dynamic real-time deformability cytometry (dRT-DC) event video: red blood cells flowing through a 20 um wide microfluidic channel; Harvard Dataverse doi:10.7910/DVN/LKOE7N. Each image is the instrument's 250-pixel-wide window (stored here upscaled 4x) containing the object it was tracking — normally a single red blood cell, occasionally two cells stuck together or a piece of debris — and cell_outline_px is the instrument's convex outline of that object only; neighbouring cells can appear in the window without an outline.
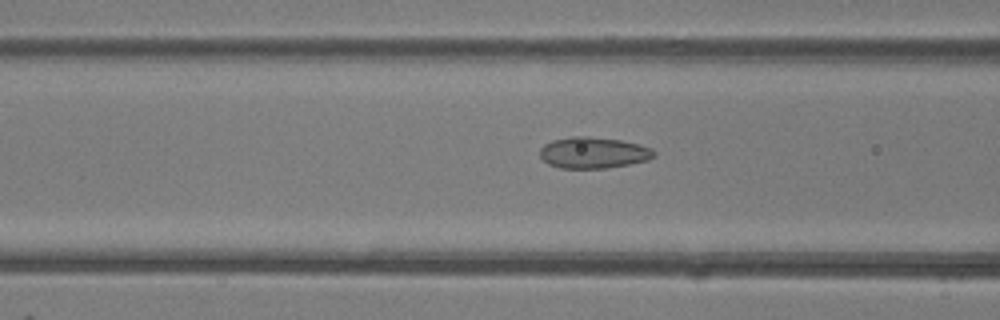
{"species": "common noctule bat (a hibernating species)", "species_latin": "Nyctalus noctula", "temperature_condition": "room temperature", "stored_images_in_passage": 48, "camera_frame_rate_fps": 3000, "um_per_image_px": 0.085, "animal": {"sex": "female"}, "frame": {"image": 1, "passage_image": 19, "time_ms": 6.0, "image_size_px": [1000, 320], "cell_outline_px": [[656, 156], [648, 160], [608, 168], [560, 168], [548, 164], [540, 156], [540, 148], [544, 144], [552, 140], [572, 136], [588, 136], [620, 140], [640, 144], [652, 148], [656, 152]], "centroid_in_image_um": [50.45, 12.97], "position_along_channel_um": 116.2, "area_um2": 20.92}}
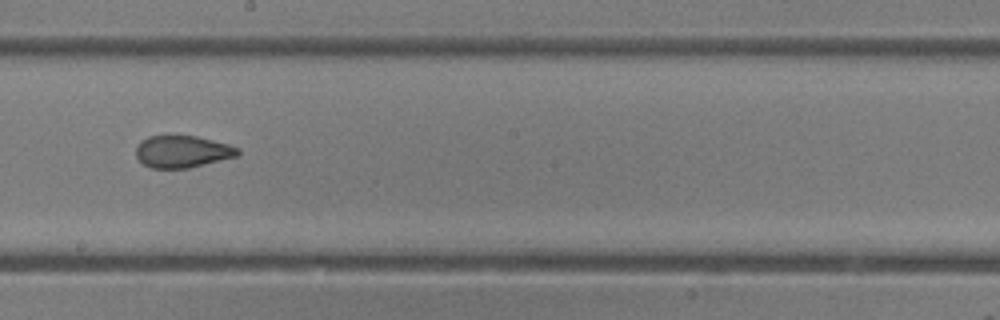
{"frame": {"image": 2, "passage_image": 27, "time_ms": 8.667, "image_size_px": [1000, 320], "cell_outline_px": [[240, 156], [188, 168], [152, 168], [144, 164], [136, 156], [136, 148], [140, 140], [148, 136], [196, 136], [228, 144], [240, 148]], "centroid_in_image_um": [15.53, 12.88], "position_along_channel_um": 232.7, "area_um2": 19.07}}
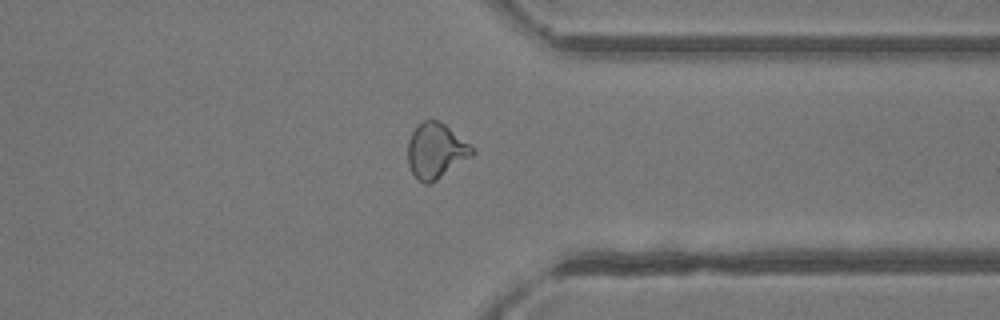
{"frame": {"image": 3, "passage_image": 37, "time_ms": 12.0, "image_size_px": [1000, 320], "cell_outline_px": [[476, 152], [472, 156], [436, 180], [428, 184], [424, 184], [412, 172], [408, 164], [408, 140], [412, 132], [424, 120], [436, 120], [444, 124], [476, 148]], "centroid_in_image_um": [37.07, 12.82], "position_along_channel_um": 374.3, "area_um2": 20.52}, "authors_computed_cell_mechanics": {"area_um2": 20.8369, "velocity_mm_per_s": 4.3529, "shape_relaxation_time_tau1_ms": null, "shape_relaxation_time_tau2_ms": 0.86, "deformation_change_tau1": null, "deformation_change_tau2": 0.063}}